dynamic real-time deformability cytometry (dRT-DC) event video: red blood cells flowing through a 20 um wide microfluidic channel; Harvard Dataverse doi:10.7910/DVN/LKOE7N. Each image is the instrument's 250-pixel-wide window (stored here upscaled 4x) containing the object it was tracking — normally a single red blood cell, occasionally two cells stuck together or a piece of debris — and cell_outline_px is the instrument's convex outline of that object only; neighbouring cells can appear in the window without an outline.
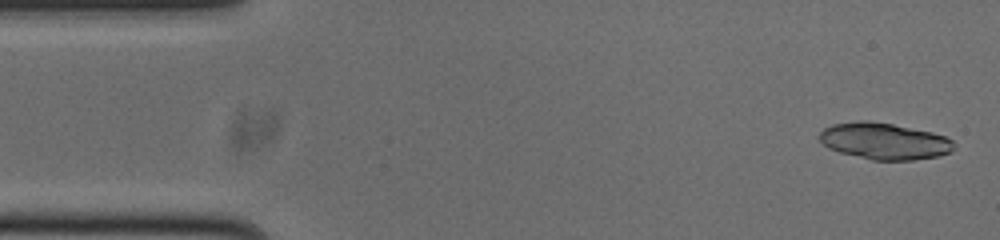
{"species": "common noctule bat (a hibernating species)", "species_latin": "Nyctalus noctula", "temperature_condition": "cold", "stored_images_in_passage": 12, "camera_frame_rate_fps": 3000, "um_per_image_px": 0.085, "animal": {"sex": "male", "body_mass_g": 20.0, "forearm_length_mm": 53.3}, "frame": {"image": 1, "passage_image": 2, "time_ms": 0.333, "image_size_px": [1000, 240], "cell_outline_px": [[956, 148], [952, 152], [936, 156], [912, 160], [872, 160], [840, 152], [828, 148], [820, 140], [820, 132], [824, 128], [832, 124], [860, 120], [868, 120], [892, 124], [932, 132], [944, 136], [952, 140], [956, 144]], "centroid_in_image_um": [75.18, 11.99], "position_along_channel_um": 9.8, "area_um2": 28.67}}